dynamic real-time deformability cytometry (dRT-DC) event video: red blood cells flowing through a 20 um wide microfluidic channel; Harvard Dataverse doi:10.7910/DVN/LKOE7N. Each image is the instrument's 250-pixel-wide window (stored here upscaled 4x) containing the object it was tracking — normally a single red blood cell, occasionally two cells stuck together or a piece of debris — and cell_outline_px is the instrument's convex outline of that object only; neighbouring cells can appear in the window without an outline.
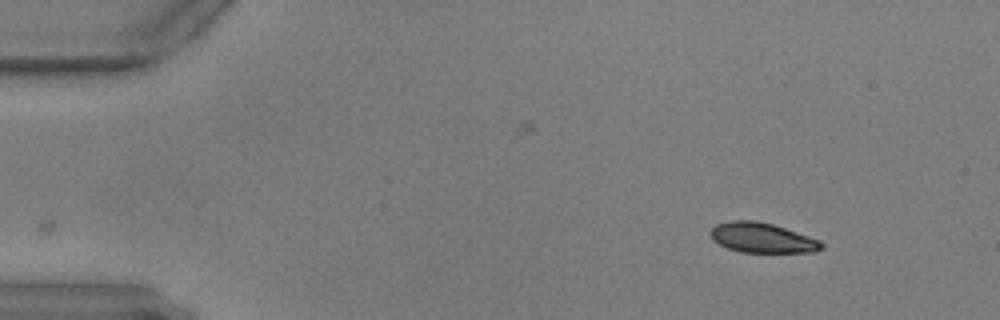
{"species": "common noctule bat (a hibernating species)", "species_latin": "Nyctalus noctula", "temperature_condition": "warm", "stored_images_in_passage": 52, "camera_frame_rate_fps": 3000, "um_per_image_px": 0.085, "animal": {"sex": "male", "body_mass_g": 17.9, "forearm_length_mm": 54.2}, "frame": {"image": 1, "passage_image": 1, "time_ms": 0.0, "image_size_px": [1000, 320], "cell_outline_px": [[824, 248], [812, 252], [740, 252], [728, 248], [712, 240], [708, 232], [716, 224], [732, 220], [756, 220], [772, 224], [820, 240], [824, 244]], "centroid_in_image_um": [64.75, 20.21], "position_along_channel_um": 20.2, "area_um2": 19.36}}
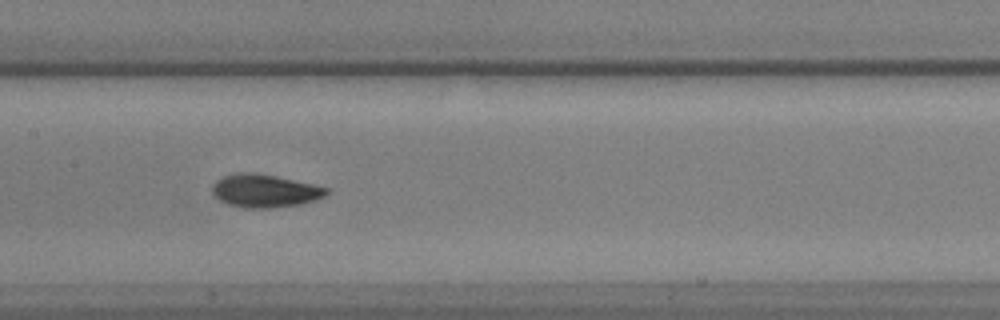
{"frame": {"image": 2, "passage_image": 23, "time_ms": 7.333, "image_size_px": [1000, 320], "cell_outline_px": [[328, 192], [324, 196], [316, 200], [300, 204], [272, 208], [244, 208], [228, 204], [220, 200], [212, 192], [212, 184], [216, 180], [224, 176], [240, 172], [252, 172], [276, 176], [312, 184], [328, 188]], "centroid_in_image_um": [22.49, 16.22], "position_along_channel_um": 184.9, "area_um2": 21.91}}
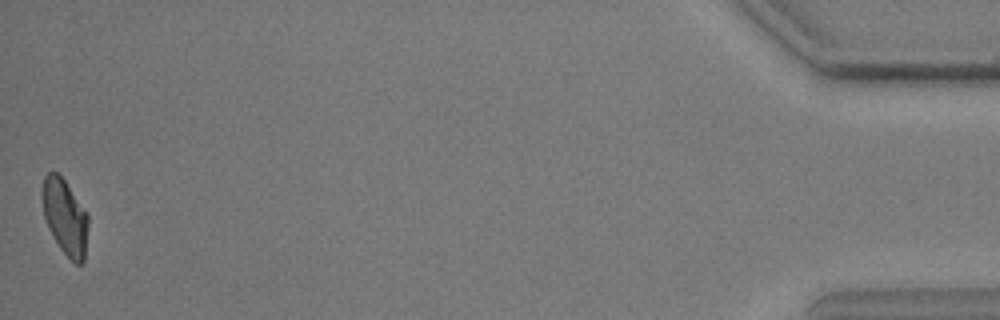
{"frame": {"image": 3, "passage_image": 52, "time_ms": 17.0, "image_size_px": [1000, 320], "cell_outline_px": [[88, 224], [84, 260], [80, 264], [76, 264], [60, 248], [52, 236], [48, 228], [44, 216], [44, 176], [48, 172], [56, 172], [64, 180], [88, 216]], "centroid_in_image_um": [5.54, 18.48], "position_along_channel_um": 429.7, "area_um2": 19.42}}